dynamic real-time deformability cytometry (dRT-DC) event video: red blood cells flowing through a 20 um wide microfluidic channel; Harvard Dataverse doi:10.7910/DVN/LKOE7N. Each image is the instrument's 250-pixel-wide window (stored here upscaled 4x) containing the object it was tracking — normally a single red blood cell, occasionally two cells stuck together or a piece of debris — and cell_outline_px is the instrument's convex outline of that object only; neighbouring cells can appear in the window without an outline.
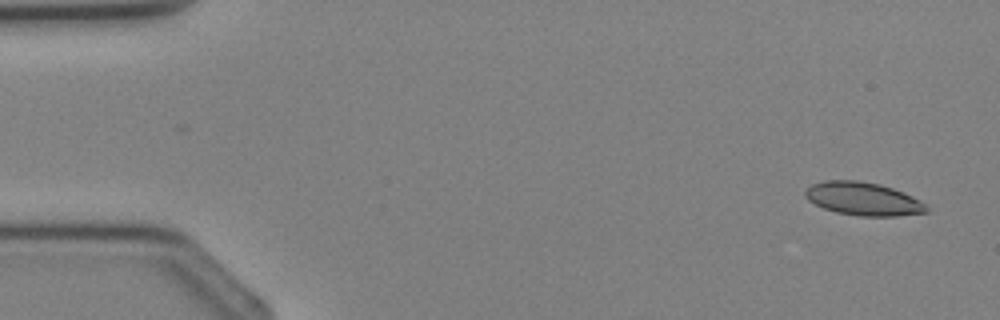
{"species": "Egyptian fruit bat (a non-hibernating species)", "species_latin": "Rousettus aegyptiacus", "temperature_condition": "cold", "stored_images_in_passage": 3, "camera_frame_rate_fps": 3000, "um_per_image_px": 0.085, "animal": {"sex": "female"}, "frame": {"image": 1, "passage_image": 1, "time_ms": 0.0, "image_size_px": [1000, 320], "cell_outline_px": [[928, 212], [896, 216], [860, 216], [836, 212], [824, 208], [808, 200], [804, 196], [804, 192], [812, 184], [828, 180], [856, 180], [880, 184], [892, 188], [912, 196], [920, 200], [928, 208]], "centroid_in_image_um": [73.37, 16.9], "position_along_channel_um": 11.6, "area_um2": 23.29}}
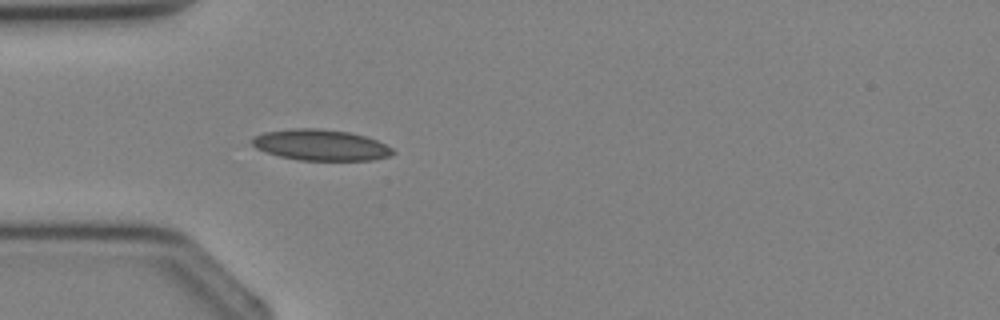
{"frame": {"image": 2, "passage_image": 3, "time_ms": 3.0, "image_size_px": [1000, 320], "cell_outline_px": [[396, 152], [388, 156], [372, 160], [300, 160], [280, 156], [256, 148], [252, 144], [252, 136], [264, 132], [292, 128], [316, 128], [348, 132], [364, 136], [376, 140], [392, 148]], "centroid_in_image_um": [27.24, 12.32], "position_along_channel_um": 57.8, "area_um2": 25.2}}